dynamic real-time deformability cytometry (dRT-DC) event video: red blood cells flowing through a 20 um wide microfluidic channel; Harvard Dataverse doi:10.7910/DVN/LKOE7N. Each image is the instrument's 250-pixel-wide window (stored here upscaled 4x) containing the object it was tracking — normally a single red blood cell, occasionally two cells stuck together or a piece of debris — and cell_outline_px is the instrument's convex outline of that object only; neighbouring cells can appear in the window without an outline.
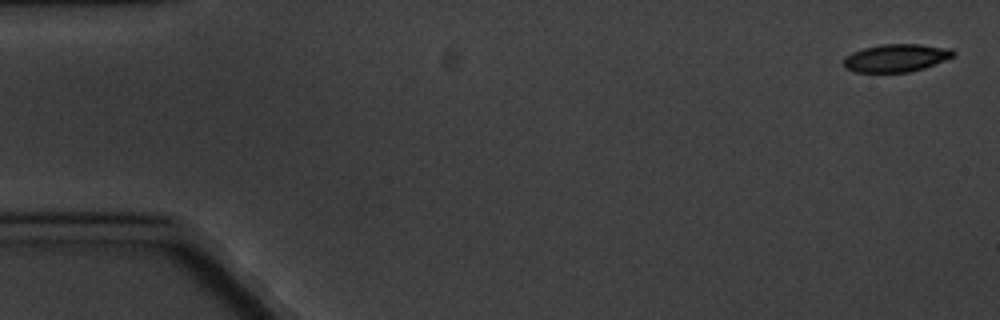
{"species": "common noctule bat (a hibernating species)", "species_latin": "Nyctalus noctula", "temperature_condition": "cold", "stored_images_in_passage": 4, "camera_frame_rate_fps": 3000, "um_per_image_px": 0.085, "animal": {"sex": "male", "body_mass_g": 20.1, "forearm_length_mm": 53.5}, "frame": {"image": 1, "passage_image": 1, "time_ms": 0.0, "image_size_px": [1000, 320], "cell_outline_px": [[956, 52], [952, 56], [944, 60], [924, 68], [908, 72], [852, 72], [844, 68], [844, 56], [852, 52], [864, 48], [884, 44], [920, 44], [952, 48]], "centroid_in_image_um": [76.15, 4.92], "position_along_channel_um": 8.9, "area_um2": 17.8}}